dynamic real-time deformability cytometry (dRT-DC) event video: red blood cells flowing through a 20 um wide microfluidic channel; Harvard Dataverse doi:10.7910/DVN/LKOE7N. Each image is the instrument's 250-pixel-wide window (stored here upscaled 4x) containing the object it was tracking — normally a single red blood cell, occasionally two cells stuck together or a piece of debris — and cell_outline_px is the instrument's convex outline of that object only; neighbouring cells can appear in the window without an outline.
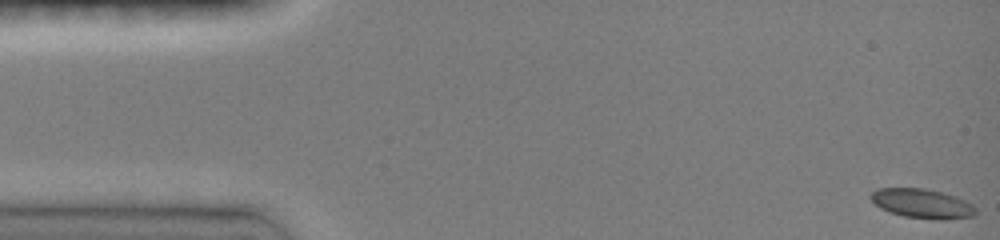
{"species": "common noctule bat (a hibernating species)", "species_latin": "Nyctalus noctula", "temperature_condition": "room temperature", "stored_images_in_passage": 47, "camera_frame_rate_fps": 3000, "um_per_image_px": 0.085, "animal": {"sex": "female", "body_mass_g": 19.0, "forearm_length_mm": 51.5}, "frame": {"image": 1, "passage_image": 1, "time_ms": 0.0, "image_size_px": [1000, 240], "cell_outline_px": [[976, 212], [972, 216], [944, 220], [904, 216], [888, 212], [880, 208], [868, 196], [876, 188], [924, 188], [956, 196], [972, 204], [976, 208]], "centroid_in_image_um": [78.36, 17.29], "position_along_channel_um": 6.6, "area_um2": 17.92}}
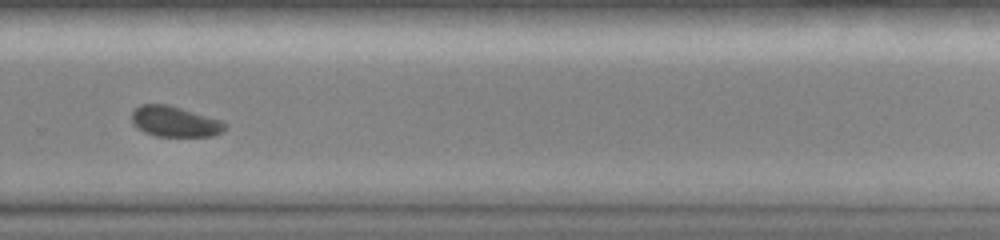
{"frame": {"image": 2, "passage_image": 33, "time_ms": 10.667, "image_size_px": [1000, 240], "cell_outline_px": [[228, 128], [224, 132], [212, 136], [156, 136], [144, 132], [136, 128], [132, 124], [132, 112], [140, 104], [168, 104], [224, 120], [228, 124]], "centroid_in_image_um": [14.91, 10.33], "position_along_channel_um": 314.9, "area_um2": 17.05}}
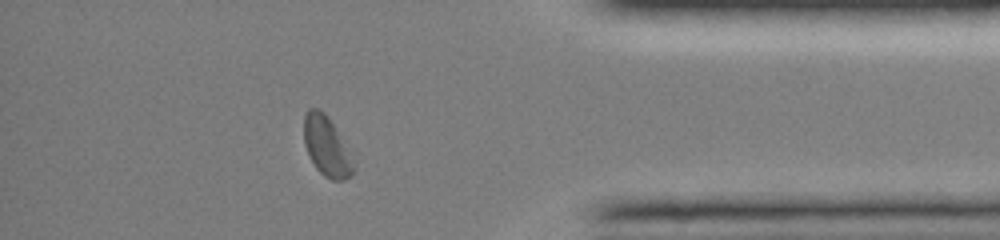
{"frame": {"image": 3, "passage_image": 41, "time_ms": 13.333, "image_size_px": [1000, 240], "cell_outline_px": [[356, 168], [352, 176], [344, 180], [332, 180], [324, 176], [316, 168], [304, 144], [304, 116], [308, 108], [316, 108], [324, 112], [328, 116], [336, 128]], "centroid_in_image_um": [27.76, 12.45], "position_along_channel_um": 407.4, "area_um2": 17.05}}